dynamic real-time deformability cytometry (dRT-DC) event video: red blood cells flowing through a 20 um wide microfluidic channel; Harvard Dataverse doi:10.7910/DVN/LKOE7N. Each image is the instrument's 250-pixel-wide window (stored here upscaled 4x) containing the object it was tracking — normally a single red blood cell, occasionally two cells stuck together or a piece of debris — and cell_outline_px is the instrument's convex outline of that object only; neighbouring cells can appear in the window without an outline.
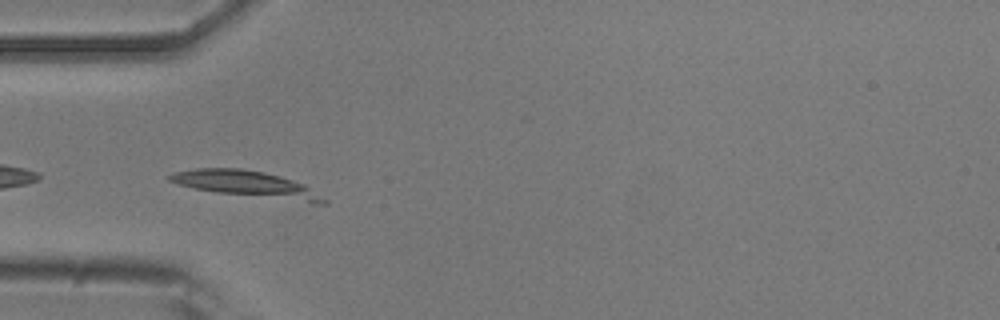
{"species": "common noctule bat (a hibernating species)", "species_latin": "Nyctalus noctula", "temperature_condition": "room temperature", "stored_images_in_passage": 15, "camera_frame_rate_fps": 3000, "um_per_image_px": 0.085, "animal": {"sex": "male", "body_mass_g": 20.5, "forearm_length_mm": 52.5}, "frame": {"image": 1, "passage_image": 9, "time_ms": 2.667, "image_size_px": [1000, 320], "cell_outline_px": [[328, 204], [312, 204], [216, 192], [196, 188], [180, 184], [168, 180], [168, 176], [176, 172], [196, 168], [240, 168], [264, 172], [280, 176], [304, 184], [328, 200]], "centroid_in_image_um": [21.06, 15.67], "position_along_channel_um": 63.9, "area_um2": 23.52}}
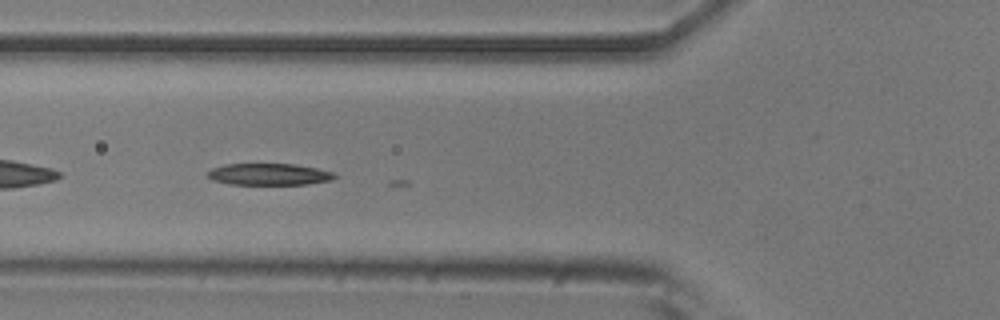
{"frame": {"image": 2, "passage_image": 12, "time_ms": 3.667, "image_size_px": [1000, 320], "cell_outline_px": [[336, 176], [332, 180], [308, 184], [228, 184], [212, 180], [208, 176], [208, 172], [212, 168], [224, 164], [292, 164], [316, 168], [332, 172]], "centroid_in_image_um": [22.84, 14.81], "position_along_channel_um": 103.0, "area_um2": 15.9}}